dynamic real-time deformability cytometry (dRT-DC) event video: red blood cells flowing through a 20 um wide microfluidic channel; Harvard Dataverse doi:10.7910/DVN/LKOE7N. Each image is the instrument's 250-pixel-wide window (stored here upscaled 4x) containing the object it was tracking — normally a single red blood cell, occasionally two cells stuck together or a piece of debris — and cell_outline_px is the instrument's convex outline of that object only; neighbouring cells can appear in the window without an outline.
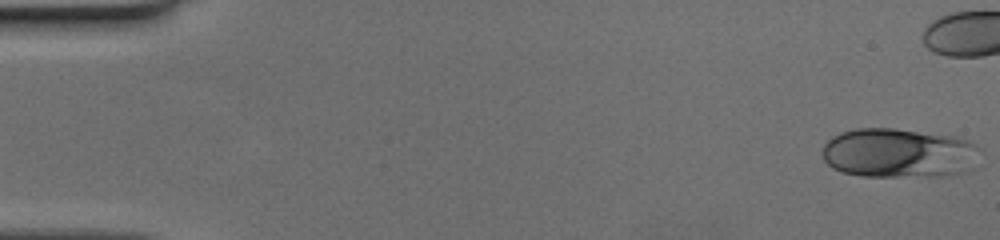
{"species": "human", "species_latin": "Homo sapiens", "temperature_condition": "cold", "stored_images_in_passage": 41, "camera_frame_rate_fps": 3000, "um_per_image_px": 0.085, "donor": {"sex": "female"}, "frame": {"image": 1, "passage_image": 1, "time_ms": 0.0, "image_size_px": [1000, 240], "cell_outline_px": [[980, 148], [972, 168], [968, 172], [948, 176], [860, 176], [844, 172], [832, 168], [824, 160], [824, 144], [832, 136], [840, 132], [856, 128], [892, 128], [956, 136], [968, 140], [976, 144]], "centroid_in_image_um": [76.43, 13.01], "position_along_channel_um": 8.6, "area_um2": 45.84}}
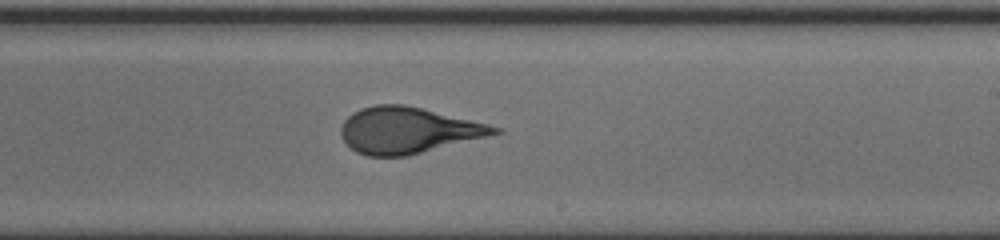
{"frame": {"image": 2, "passage_image": 30, "time_ms": 9.667, "image_size_px": [1000, 240], "cell_outline_px": [[504, 132], [408, 156], [368, 156], [356, 152], [344, 140], [340, 132], [340, 128], [344, 120], [352, 112], [360, 108], [376, 104], [404, 104], [488, 124], [500, 128]], "centroid_in_image_um": [34.65, 11.07], "position_along_channel_um": 254.4, "area_um2": 41.1}}
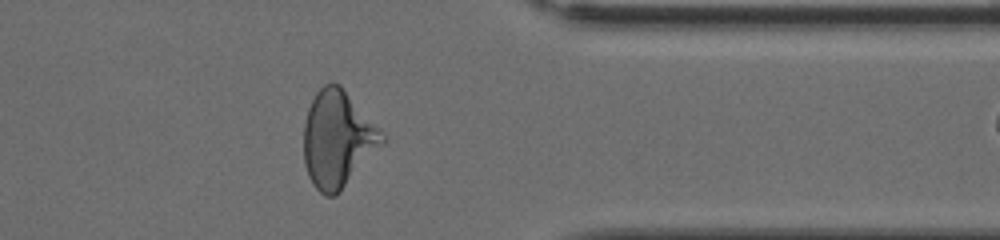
{"frame": {"image": 3, "passage_image": 40, "time_ms": 13.0, "image_size_px": [1000, 240], "cell_outline_px": [[384, 144], [340, 192], [336, 196], [324, 196], [312, 184], [308, 176], [304, 164], [304, 124], [308, 108], [316, 92], [324, 84], [340, 84], [384, 136]], "centroid_in_image_um": [28.67, 11.87], "position_along_channel_um": 382.7, "area_um2": 43.7}}